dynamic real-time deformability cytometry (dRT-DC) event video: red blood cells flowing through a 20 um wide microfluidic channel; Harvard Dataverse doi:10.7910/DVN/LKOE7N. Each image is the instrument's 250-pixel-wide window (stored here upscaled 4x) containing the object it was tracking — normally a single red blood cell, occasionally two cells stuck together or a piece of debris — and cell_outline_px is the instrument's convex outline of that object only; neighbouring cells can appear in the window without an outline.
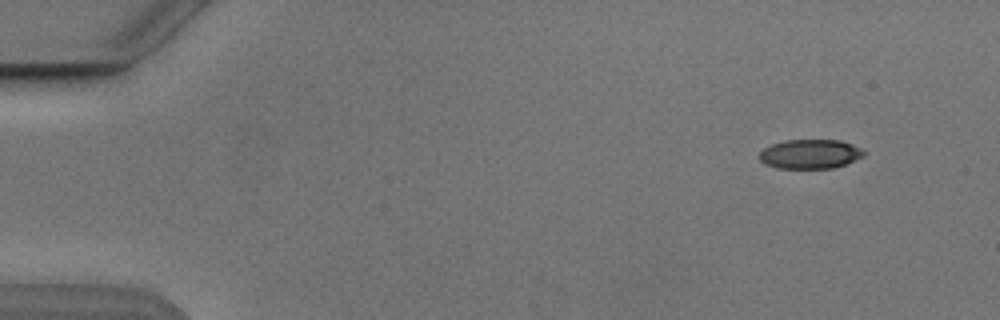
{"species": "Egyptian fruit bat (a non-hibernating species)", "species_latin": "Rousettus aegyptiacus", "temperature_condition": "cold", "stored_images_in_passage": 4, "camera_frame_rate_fps": 3000, "um_per_image_px": 0.085, "animal": {"sex": "male"}, "frame": {"image": 1, "passage_image": 1, "time_ms": 0.0, "image_size_px": [1000, 320], "cell_outline_px": [[868, 152], [864, 156], [844, 164], [832, 168], [776, 168], [764, 164], [760, 160], [760, 152], [764, 148], [772, 144], [784, 140], [840, 140], [860, 148]], "centroid_in_image_um": [68.85, 13.09], "position_along_channel_um": 16.1, "area_um2": 17.8}}
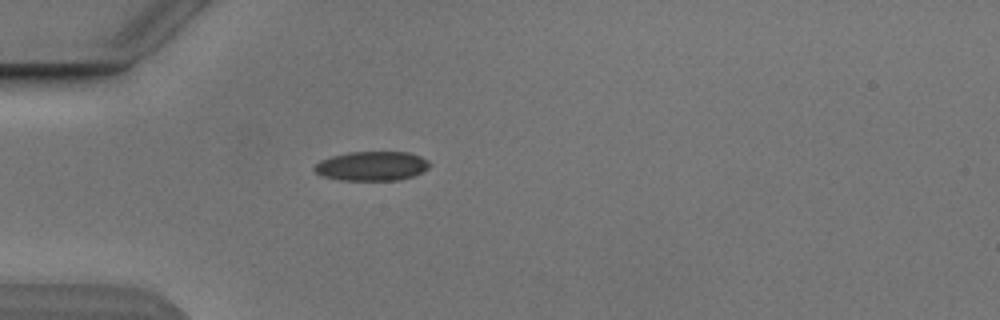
{"frame": {"image": 2, "passage_image": 4, "time_ms": 3.667, "image_size_px": [1000, 320], "cell_outline_px": [[432, 164], [428, 168], [412, 176], [396, 180], [340, 180], [324, 176], [316, 172], [312, 168], [320, 160], [332, 156], [348, 152], [408, 152], [420, 156], [428, 160]], "centroid_in_image_um": [31.6, 14.1], "position_along_channel_um": 53.4, "area_um2": 19.59}}